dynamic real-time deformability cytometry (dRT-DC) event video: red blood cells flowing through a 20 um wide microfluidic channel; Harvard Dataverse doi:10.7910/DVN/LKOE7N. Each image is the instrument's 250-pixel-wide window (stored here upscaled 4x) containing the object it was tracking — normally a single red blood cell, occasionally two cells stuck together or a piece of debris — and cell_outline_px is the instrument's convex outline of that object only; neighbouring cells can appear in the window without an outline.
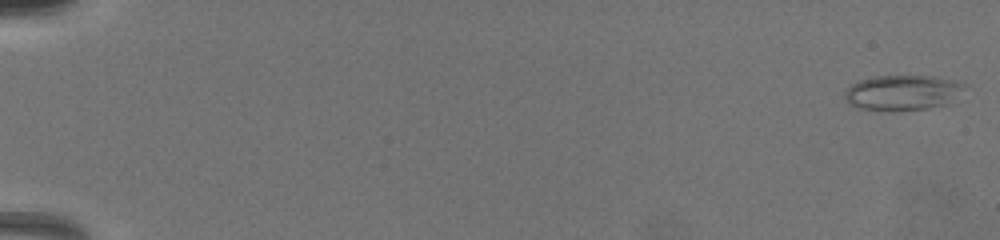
{"species": "common noctule bat (a hibernating species)", "species_latin": "Nyctalus noctula", "temperature_condition": "warm", "stored_images_in_passage": 8, "camera_frame_rate_fps": 3000, "um_per_image_px": 0.085, "animal": {"sex": "female", "body_mass_g": 19.5, "forearm_length_mm": 54.1}, "frame": {"image": 1, "passage_image": 1, "time_ms": 0.0, "image_size_px": [1000, 240], "cell_outline_px": [[960, 84], [944, 104], [924, 108], [864, 108], [852, 104], [844, 96], [848, 88], [852, 84], [860, 80], [880, 76], [932, 76], [956, 80]], "centroid_in_image_um": [76.6, 7.81], "position_along_channel_um": 8.4, "area_um2": 22.37}}
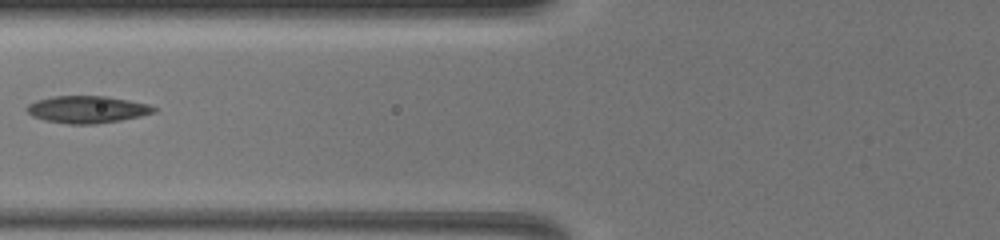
{"frame": {"image": 2, "passage_image": 8, "time_ms": 7.667, "image_size_px": [1000, 240], "cell_outline_px": [[156, 112], [140, 116], [120, 120], [96, 124], [68, 124], [44, 120], [32, 116], [24, 108], [28, 104], [36, 100], [52, 96], [104, 96], [128, 100], [148, 104], [156, 108]], "centroid_in_image_um": [7.37, 9.3], "position_along_channel_um": 118.4, "area_um2": 20.11}}